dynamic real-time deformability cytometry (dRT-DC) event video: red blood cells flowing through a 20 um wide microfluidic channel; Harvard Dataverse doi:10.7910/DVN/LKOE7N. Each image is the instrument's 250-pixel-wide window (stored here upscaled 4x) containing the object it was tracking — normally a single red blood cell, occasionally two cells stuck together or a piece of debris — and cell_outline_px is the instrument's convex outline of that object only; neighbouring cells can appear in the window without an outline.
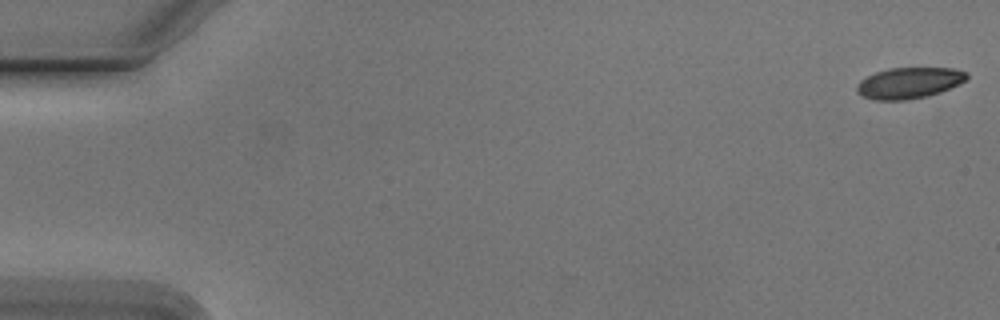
{"species": "Egyptian fruit bat (a non-hibernating species)", "species_latin": "Rousettus aegyptiacus", "temperature_condition": "cold", "stored_images_in_passage": 43, "camera_frame_rate_fps": 3000, "um_per_image_px": 0.085, "animal": {"sex": "male"}, "frame": {"image": 1, "passage_image": 1, "time_ms": 0.0, "image_size_px": [1000, 320], "cell_outline_px": [[968, 76], [960, 84], [940, 92], [928, 96], [904, 100], [876, 100], [864, 96], [856, 92], [856, 84], [860, 80], [876, 72], [888, 68], [952, 68], [968, 72]], "centroid_in_image_um": [77.27, 7.05], "position_along_channel_um": 7.7, "area_um2": 19.88}}
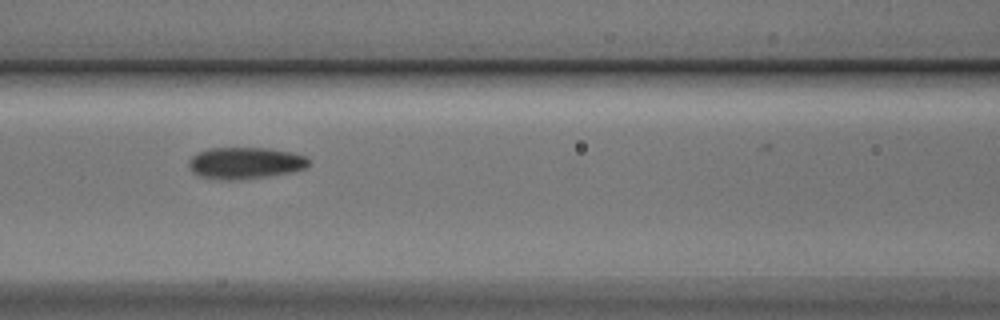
{"frame": {"image": 2, "passage_image": 24, "time_ms": 7.667, "image_size_px": [1000, 320], "cell_outline_px": [[308, 168], [292, 172], [268, 176], [228, 180], [200, 176], [192, 172], [188, 164], [188, 160], [192, 156], [208, 148], [268, 148], [292, 152], [308, 156]], "centroid_in_image_um": [20.87, 13.84], "position_along_channel_um": 145.7, "area_um2": 22.08}}
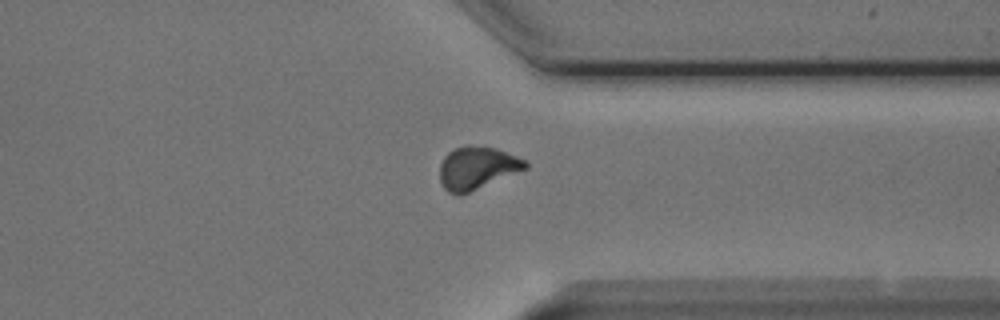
{"frame": {"image": 3, "passage_image": 42, "time_ms": 13.667, "image_size_px": [1000, 320], "cell_outline_px": [[528, 168], [460, 196], [456, 196], [448, 192], [444, 188], [440, 180], [440, 164], [444, 156], [448, 152], [456, 148], [468, 144], [496, 148], [516, 156], [524, 160], [528, 164]], "centroid_in_image_um": [40.52, 14.28], "position_along_channel_um": 370.9, "area_um2": 21.39}}